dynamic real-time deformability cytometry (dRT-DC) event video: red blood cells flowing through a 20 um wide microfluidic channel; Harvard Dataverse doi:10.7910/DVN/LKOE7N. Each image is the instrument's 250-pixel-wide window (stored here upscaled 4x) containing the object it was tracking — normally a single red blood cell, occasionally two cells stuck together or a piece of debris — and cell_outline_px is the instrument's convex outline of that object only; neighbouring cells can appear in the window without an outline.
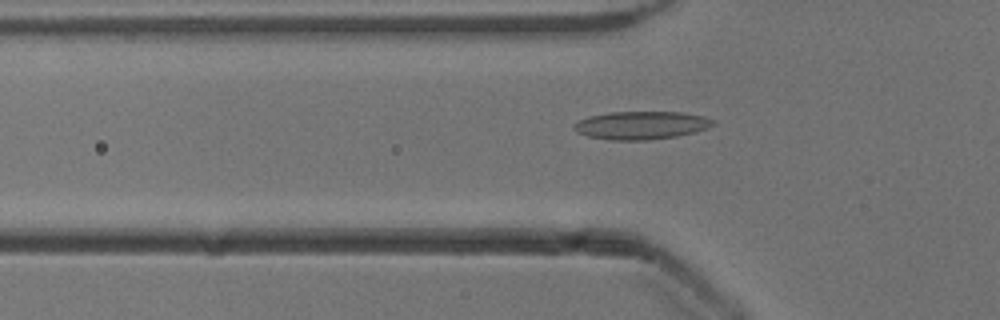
{"species": "common noctule bat (a hibernating species)", "species_latin": "Nyctalus noctula", "temperature_condition": "cold", "stored_images_in_passage": 41, "camera_frame_rate_fps": 3000, "um_per_image_px": 0.085, "animal": {"sex": "male", "body_mass_g": 13.3}, "frame": {"image": 1, "passage_image": 6, "time_ms": 1.667, "image_size_px": [1000, 320], "cell_outline_px": [[716, 124], [708, 128], [696, 132], [676, 136], [648, 140], [612, 140], [588, 136], [576, 132], [572, 128], [572, 124], [588, 116], [612, 112], [684, 112], [704, 116], [716, 120]], "centroid_in_image_um": [54.53, 10.64], "position_along_channel_um": 71.3, "area_um2": 22.95}}
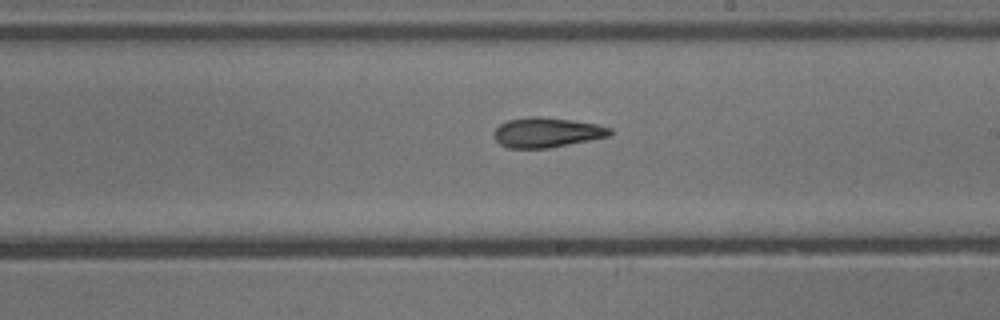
{"frame": {"image": 2, "passage_image": 19, "time_ms": 6.0, "image_size_px": [1000, 320], "cell_outline_px": [[612, 136], [548, 148], [508, 148], [500, 144], [496, 140], [496, 128], [500, 124], [508, 120], [528, 116], [540, 116], [572, 120], [596, 124], [612, 128]], "centroid_in_image_um": [46.52, 11.25], "position_along_channel_um": 242.5, "area_um2": 20.17}}
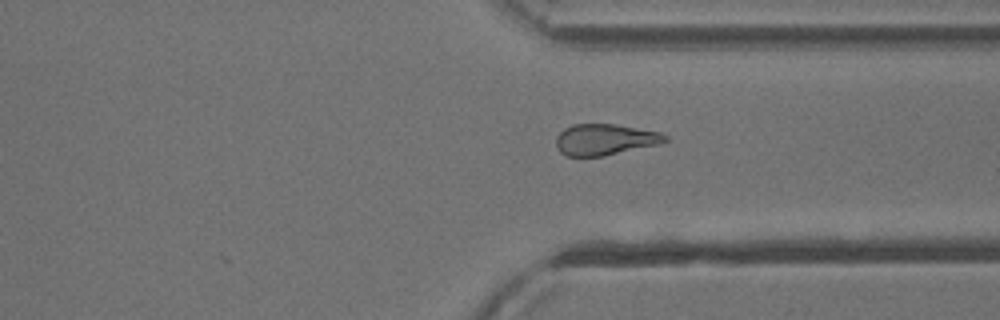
{"frame": {"image": 3, "passage_image": 28, "time_ms": 9.0, "image_size_px": [1000, 320], "cell_outline_px": [[668, 140], [660, 144], [604, 156], [568, 156], [560, 152], [556, 144], [556, 136], [564, 128], [572, 124], [616, 124], [660, 132], [668, 136]], "centroid_in_image_um": [51.43, 11.86], "position_along_channel_um": 360.0, "area_um2": 19.88}, "authors_computed_cell_mechanics": {"area_um2": 20.519, "velocity_mm_per_s": 3.9163, "shape_relaxation_time_tau1_ms": 6.0106, "shape_relaxation_time_tau2_ms": 2.4818, "deformation_change_tau1": 0.1633, "deformation_change_tau2": 0.1089}}